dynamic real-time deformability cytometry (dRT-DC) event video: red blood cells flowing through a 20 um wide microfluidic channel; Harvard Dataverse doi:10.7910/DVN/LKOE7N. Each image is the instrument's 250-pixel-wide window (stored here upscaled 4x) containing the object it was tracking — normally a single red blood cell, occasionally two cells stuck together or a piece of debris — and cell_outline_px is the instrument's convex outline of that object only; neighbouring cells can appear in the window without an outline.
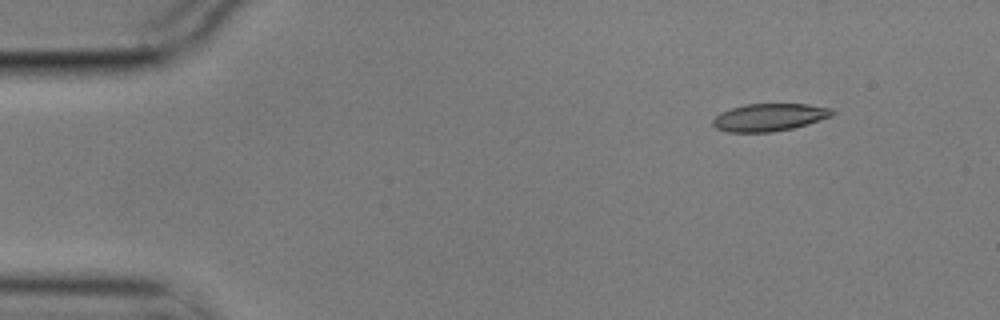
{"species": "common noctule bat (a hibernating species)", "species_latin": "Nyctalus noctula", "temperature_condition": "cold", "stored_images_in_passage": 2, "camera_frame_rate_fps": 3000, "um_per_image_px": 0.085, "animal": {"sex": "male", "body_mass_g": 17.9}, "frame": {"image": 1, "passage_image": 2, "time_ms": 0.333, "image_size_px": [1000, 320], "cell_outline_px": [[836, 112], [832, 116], [808, 124], [792, 128], [772, 132], [728, 132], [716, 128], [712, 124], [712, 120], [720, 112], [744, 104], [808, 104], [832, 108]], "centroid_in_image_um": [65.4, 9.97], "position_along_channel_um": 19.6, "area_um2": 19.25}}